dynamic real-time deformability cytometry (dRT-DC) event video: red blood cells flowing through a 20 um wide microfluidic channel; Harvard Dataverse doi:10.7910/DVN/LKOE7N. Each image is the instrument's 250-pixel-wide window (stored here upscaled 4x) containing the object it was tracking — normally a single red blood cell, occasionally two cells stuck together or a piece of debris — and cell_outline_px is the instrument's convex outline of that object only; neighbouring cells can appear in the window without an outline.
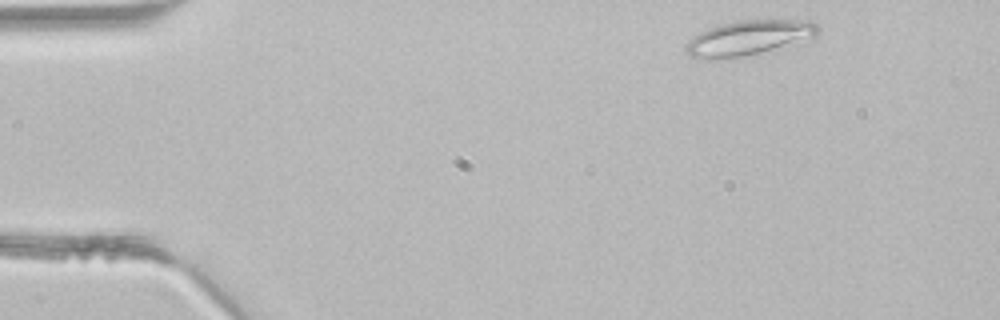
{"species": "common noctule bat (a hibernating species)", "species_latin": "Nyctalus noctula", "temperature_condition": "room temperature", "stored_images_in_passage": 3, "camera_frame_rate_fps": 3000, "um_per_image_px": 0.085, "animal": {"sex": "male", "body_mass_g": 21.5, "forearm_length_mm": 52.0}, "frame": {"image": 1, "passage_image": 3, "time_ms": 0.667, "image_size_px": [1000, 320], "cell_outline_px": [[820, 28], [816, 32], [760, 52], [744, 56], [708, 60], [688, 56], [684, 48], [684, 44], [688, 40], [700, 32], [708, 28], [720, 24], [744, 20], [808, 20], [816, 24]], "centroid_in_image_um": [63.41, 3.21], "position_along_channel_um": 21.6, "area_um2": 25.66}}